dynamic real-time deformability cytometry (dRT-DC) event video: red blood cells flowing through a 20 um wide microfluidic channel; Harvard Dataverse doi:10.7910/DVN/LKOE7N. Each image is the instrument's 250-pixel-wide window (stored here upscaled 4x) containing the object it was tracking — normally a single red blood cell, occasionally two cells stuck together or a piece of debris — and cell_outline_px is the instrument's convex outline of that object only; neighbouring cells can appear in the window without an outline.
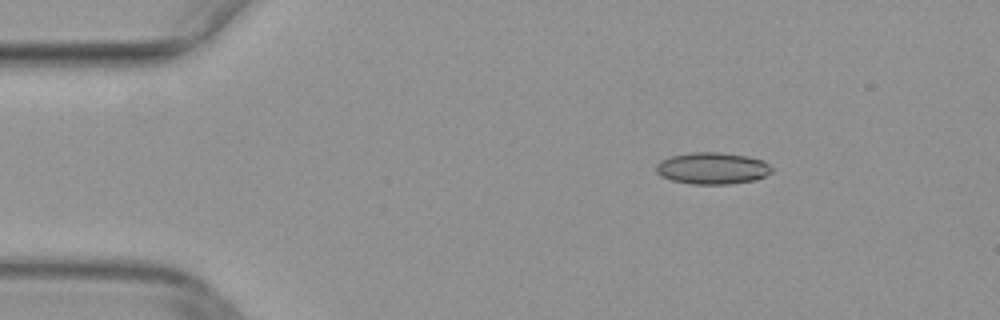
{"species": "common noctule bat (a hibernating species)", "species_latin": "Nyctalus noctula", "temperature_condition": "warm", "stored_images_in_passage": 43, "camera_frame_rate_fps": 3000, "um_per_image_px": 0.085, "animal": {"sex": "female", "body_mass_g": 29.2, "forearm_length_mm": 56.3}, "frame": {"image": 1, "passage_image": 1, "time_ms": 0.0, "image_size_px": [1000, 320], "cell_outline_px": [[772, 172], [756, 180], [728, 184], [692, 184], [672, 180], [660, 176], [656, 172], [656, 164], [660, 160], [672, 156], [696, 152], [720, 152], [748, 156], [764, 160], [772, 168]], "centroid_in_image_um": [60.56, 14.3], "position_along_channel_um": 24.4, "area_um2": 21.44}}
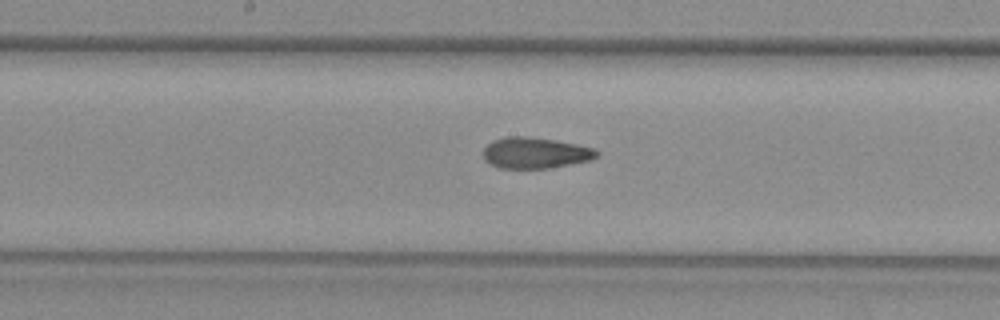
{"frame": {"image": 2, "passage_image": 19, "time_ms": 6.0, "image_size_px": [1000, 320], "cell_outline_px": [[600, 152], [592, 160], [548, 168], [500, 168], [484, 160], [484, 148], [492, 140], [504, 136], [524, 136], [552, 140], [576, 144], [592, 148]], "centroid_in_image_um": [45.47, 12.99], "position_along_channel_um": 202.7, "area_um2": 20.35}}
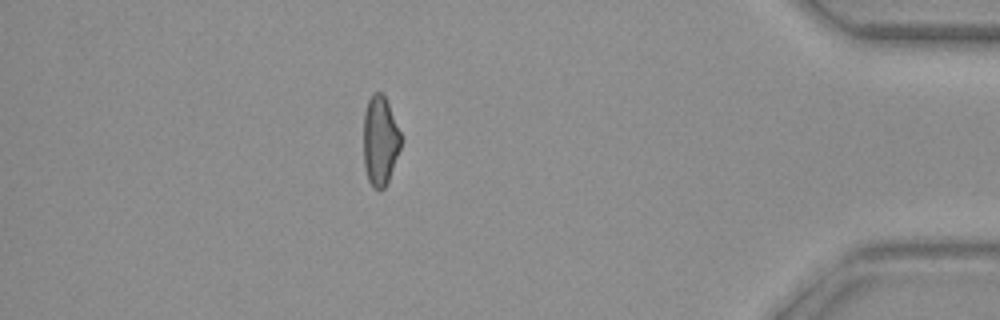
{"frame": {"image": 3, "passage_image": 37, "time_ms": 12.0, "image_size_px": [1000, 320], "cell_outline_px": [[400, 148], [388, 180], [384, 188], [380, 192], [372, 188], [368, 180], [364, 168], [364, 112], [368, 100], [376, 92], [380, 92], [384, 96], [388, 104], [400, 132]], "centroid_in_image_um": [32.28, 12.02], "position_along_channel_um": 402.9, "area_um2": 19.25}}